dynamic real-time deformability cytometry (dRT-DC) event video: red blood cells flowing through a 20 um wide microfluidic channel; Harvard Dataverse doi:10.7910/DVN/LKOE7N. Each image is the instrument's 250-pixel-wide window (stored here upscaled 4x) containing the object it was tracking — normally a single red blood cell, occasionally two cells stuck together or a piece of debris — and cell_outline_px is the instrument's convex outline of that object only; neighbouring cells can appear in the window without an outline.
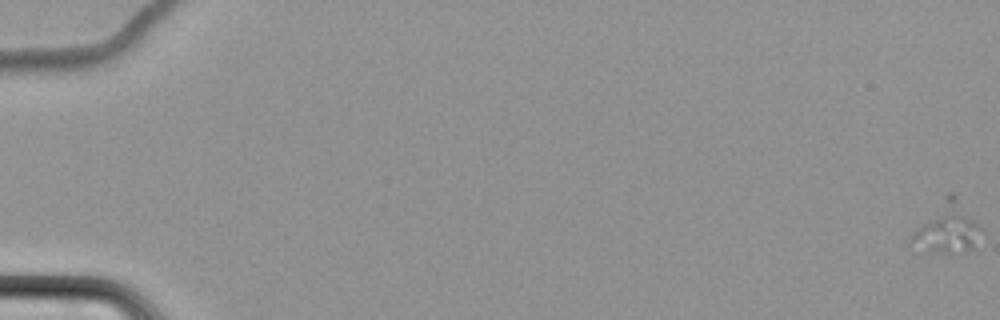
{"species": "common noctule bat (a hibernating species)", "species_latin": "Nyctalus noctula", "temperature_condition": "cold", "stored_images_in_passage": 8, "camera_frame_rate_fps": 3000, "um_per_image_px": 0.085, "animal": {"sex": "female", "body_mass_g": 22.7, "forearm_length_mm": 54.2}, "frame": {"image": 1, "passage_image": 1, "time_ms": 0.0, "image_size_px": [1000, 320], "cell_outline_px": [[984, 232], [972, 248], [952, 256], [924, 252], [908, 244], [908, 240], [916, 228], [944, 196], [948, 192], [952, 192], [956, 196]], "centroid_in_image_um": [80.47, 19.47], "position_along_channel_um": 4.5, "area_um2": 20.81}}